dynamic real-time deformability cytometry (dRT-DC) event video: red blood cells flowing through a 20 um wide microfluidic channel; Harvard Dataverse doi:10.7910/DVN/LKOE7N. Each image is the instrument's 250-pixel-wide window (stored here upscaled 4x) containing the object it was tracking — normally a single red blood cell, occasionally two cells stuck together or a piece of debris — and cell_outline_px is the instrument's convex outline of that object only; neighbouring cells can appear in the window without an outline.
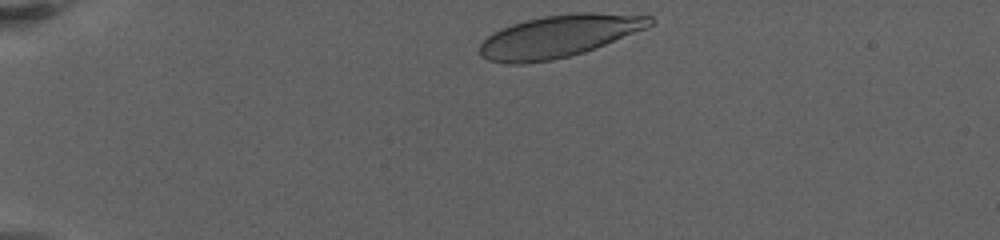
{"species": "human", "species_latin": "Homo sapiens", "temperature_condition": "warm", "stored_images_in_passage": 49, "camera_frame_rate_fps": 3000, "um_per_image_px": 0.085, "donor": {"sex": "female"}, "frame": {"image": 1, "passage_image": 1, "time_ms": 0.0, "image_size_px": [1000, 240], "cell_outline_px": [[652, 24], [648, 28], [596, 48], [584, 52], [552, 60], [520, 64], [504, 64], [488, 60], [480, 56], [480, 44], [492, 32], [512, 24], [524, 20], [544, 16], [576, 12], [592, 12], [652, 16]], "centroid_in_image_um": [47.5, 3.08], "position_along_channel_um": 37.5, "area_um2": 42.02}}
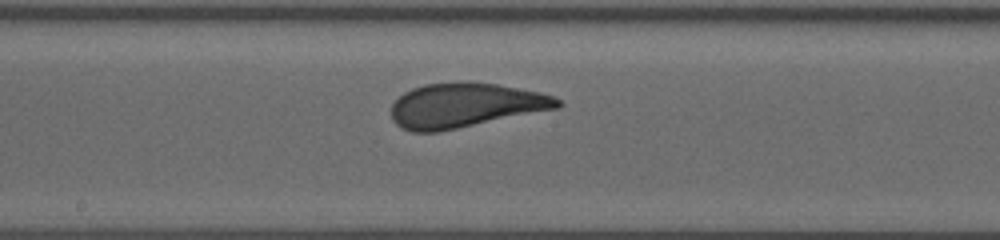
{"frame": {"image": 2, "passage_image": 21, "time_ms": 7.667, "image_size_px": [1000, 240], "cell_outline_px": [[564, 104], [560, 108], [436, 132], [412, 132], [396, 124], [392, 120], [392, 104], [404, 92], [412, 88], [424, 84], [468, 80], [496, 84], [540, 92], [552, 96], [560, 100]], "centroid_in_image_um": [39.55, 8.93], "position_along_channel_um": 208.7, "area_um2": 43.23}}
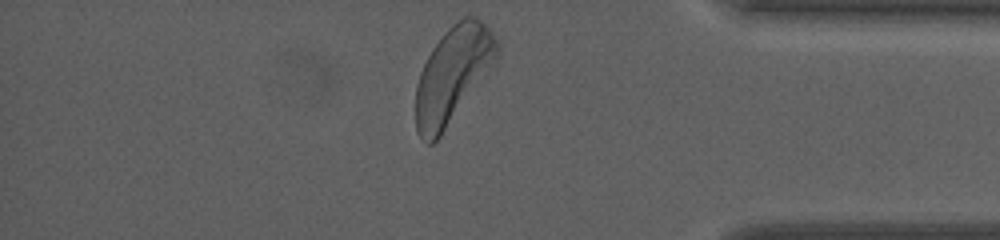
{"frame": {"image": 3, "passage_image": 48, "time_ms": 14.333, "image_size_px": [1000, 240], "cell_outline_px": [[500, 48], [492, 64], [484, 76], [440, 136], [432, 144], [428, 144], [416, 132], [416, 84], [420, 72], [432, 48], [444, 32], [452, 24], [464, 16], [472, 16], [480, 20], [492, 32], [500, 44]], "centroid_in_image_um": [38.46, 6.33], "position_along_channel_um": 396.7, "area_um2": 44.51}, "authors_computed_cell_mechanics": {"area_um2": 42.7142, "velocity_mm_per_s": 3.1082, "shape_relaxation_time_tau1_ms": 3.0769, "shape_relaxation_time_tau2_ms": null, "deformation_change_tau1": 0.152, "deformation_change_tau2": null}}